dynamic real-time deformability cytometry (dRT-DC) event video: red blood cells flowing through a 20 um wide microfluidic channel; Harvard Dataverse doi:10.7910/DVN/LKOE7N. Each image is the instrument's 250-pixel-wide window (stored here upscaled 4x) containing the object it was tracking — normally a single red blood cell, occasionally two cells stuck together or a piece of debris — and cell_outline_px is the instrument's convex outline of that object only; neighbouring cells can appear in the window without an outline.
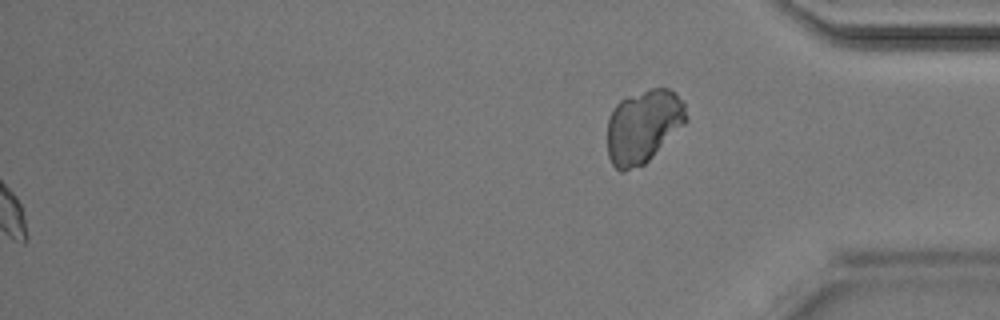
{"species": "Egyptian fruit bat (a non-hibernating species)", "species_latin": "Rousettus aegyptiacus", "temperature_condition": "room temperature", "stored_images_in_passage": 36, "segment_of_instrument_passage": [2, 2], "camera_frame_rate_fps": 3000, "um_per_image_px": 0.085, "animal": {"sex": "male"}, "frame": {"image": 1, "passage_image": 36, "time_ms": 11.667, "image_size_px": [1000, 320], "cell_outline_px": [[688, 120], [644, 164], [624, 172], [620, 172], [612, 164], [608, 156], [608, 120], [612, 108], [620, 100], [628, 96], [648, 88], [668, 88], [676, 92], [684, 104], [688, 116]], "centroid_in_image_um": [54.67, 10.71], "position_along_channel_um": 380.5, "area_um2": 33.7}}